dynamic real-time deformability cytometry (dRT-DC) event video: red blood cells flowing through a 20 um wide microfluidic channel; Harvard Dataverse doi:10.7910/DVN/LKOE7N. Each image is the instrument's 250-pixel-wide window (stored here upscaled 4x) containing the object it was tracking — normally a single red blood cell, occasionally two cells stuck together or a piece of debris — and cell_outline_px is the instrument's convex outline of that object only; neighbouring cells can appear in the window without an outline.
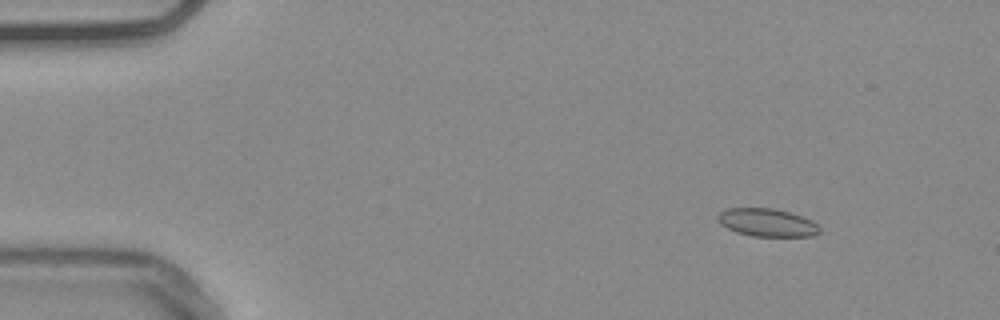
{"species": "common noctule bat (a hibernating species)", "species_latin": "Nyctalus noctula", "temperature_condition": "warm", "stored_images_in_passage": 55, "camera_frame_rate_fps": 3000, "um_per_image_px": 0.085, "animal": {"sex": "male", "body_mass_g": 20.4}, "frame": {"image": 1, "passage_image": 7, "time_ms": 2.0, "image_size_px": [1000, 320], "cell_outline_px": [[820, 232], [816, 236], [752, 236], [736, 232], [720, 224], [716, 220], [716, 216], [720, 212], [728, 208], [772, 208], [788, 212], [812, 220], [820, 228]], "centroid_in_image_um": [65.18, 18.92], "position_along_channel_um": 19.8, "area_um2": 16.59}}
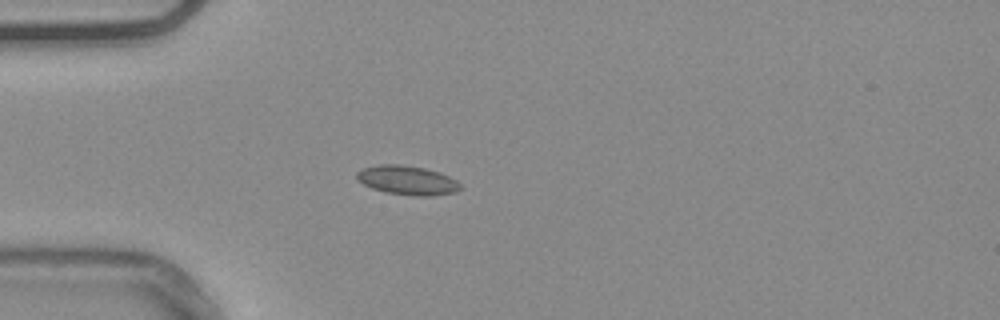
{"frame": {"image": 2, "passage_image": 16, "time_ms": 5.0, "image_size_px": [1000, 320], "cell_outline_px": [[464, 188], [456, 192], [432, 196], [416, 196], [388, 192], [372, 188], [356, 180], [356, 172], [364, 168], [380, 164], [400, 164], [424, 168], [440, 172], [456, 180]], "centroid_in_image_um": [34.65, 15.32], "position_along_channel_um": 50.4, "area_um2": 17.63}}
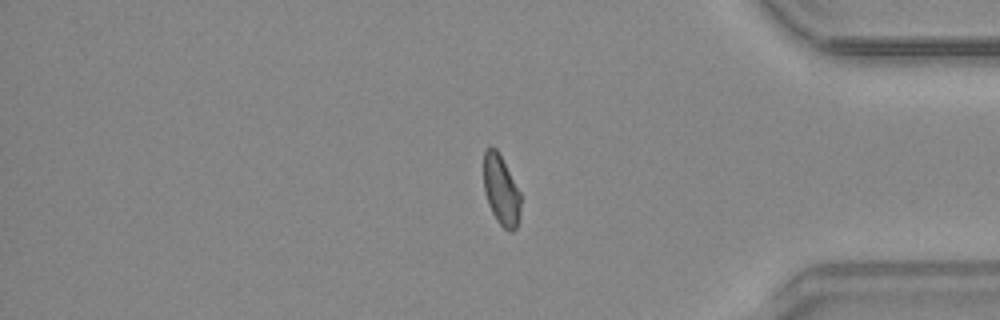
{"frame": {"image": 3, "passage_image": 46, "time_ms": 15.0, "image_size_px": [1000, 320], "cell_outline_px": [[520, 216], [516, 228], [512, 232], [504, 228], [496, 220], [488, 204], [484, 192], [484, 152], [492, 144], [496, 148], [520, 192]], "centroid_in_image_um": [42.58, 16.18], "position_along_channel_um": 392.6, "area_um2": 15.03}, "authors_computed_cell_mechanics": {"area_um2": 15.9528, "velocity_mm_per_s": 3.7568, "shape_relaxation_time_tau1_ms": null, "shape_relaxation_time_tau2_ms": 1.0035, "deformation_change_tau1": null, "deformation_change_tau2": 0.042}}